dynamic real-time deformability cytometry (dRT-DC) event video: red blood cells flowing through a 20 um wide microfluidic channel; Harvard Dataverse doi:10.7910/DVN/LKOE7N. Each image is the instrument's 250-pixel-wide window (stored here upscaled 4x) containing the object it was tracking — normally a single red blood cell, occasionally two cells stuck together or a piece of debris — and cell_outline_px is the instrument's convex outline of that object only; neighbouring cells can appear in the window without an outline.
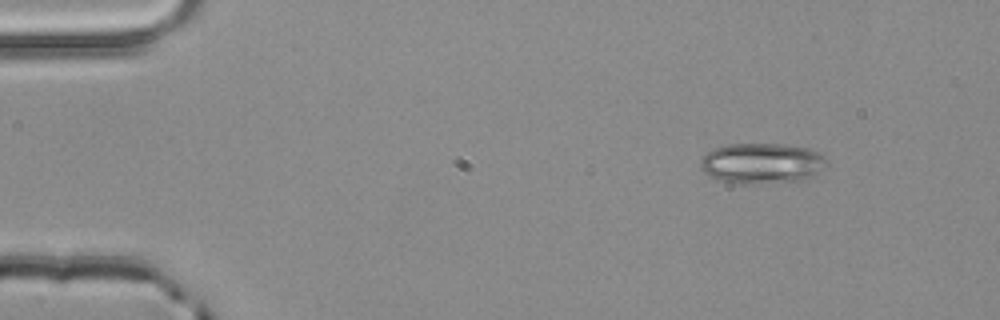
{"species": "common noctule bat (a hibernating species)", "species_latin": "Nyctalus noctula", "temperature_condition": "room temperature", "stored_images_in_passage": 3, "camera_frame_rate_fps": 3000, "um_per_image_px": 0.085, "animal": {"sex": "male", "body_mass_g": 20.4}, "frame": {"image": 1, "passage_image": 1, "time_ms": 0.0, "image_size_px": [1000, 320], "cell_outline_px": [[824, 164], [820, 172], [804, 180], [724, 180], [712, 176], [704, 172], [700, 168], [700, 160], [712, 148], [728, 144], [784, 144], [808, 148], [824, 156]], "centroid_in_image_um": [64.75, 13.8], "position_along_channel_um": 20.2, "area_um2": 28.26}}